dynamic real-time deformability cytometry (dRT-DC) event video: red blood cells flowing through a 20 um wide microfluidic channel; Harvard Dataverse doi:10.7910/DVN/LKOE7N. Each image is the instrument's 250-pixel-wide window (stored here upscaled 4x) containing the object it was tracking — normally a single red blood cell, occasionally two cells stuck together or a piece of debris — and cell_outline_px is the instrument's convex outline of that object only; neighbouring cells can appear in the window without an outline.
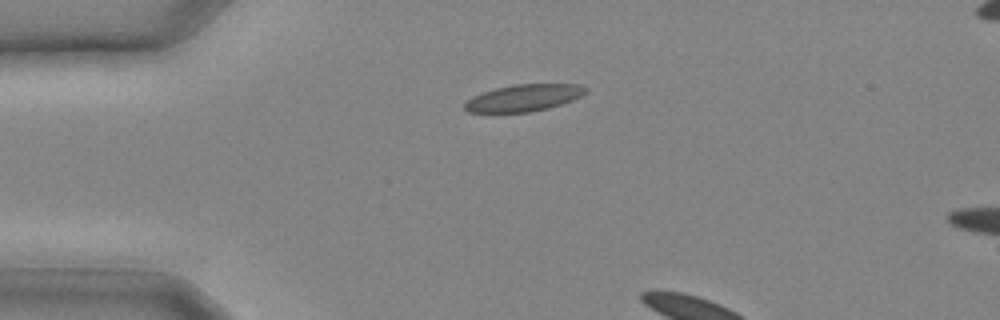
{"species": "common noctule bat (a hibernating species)", "species_latin": "Nyctalus noctula", "temperature_condition": "cold", "stored_images_in_passage": 3, "camera_frame_rate_fps": 3000, "um_per_image_px": 0.085, "animal": {"sex": "male", "body_mass_g": 20.4}, "frame": {"image": 1, "passage_image": 1, "time_ms": 0.0, "image_size_px": [1000, 320], "cell_outline_px": [[588, 92], [572, 100], [548, 108], [528, 112], [468, 112], [464, 108], [464, 104], [472, 96], [496, 88], [516, 84], [580, 84], [588, 88]], "centroid_in_image_um": [44.54, 8.31], "position_along_channel_um": 40.5, "area_um2": 18.79}}